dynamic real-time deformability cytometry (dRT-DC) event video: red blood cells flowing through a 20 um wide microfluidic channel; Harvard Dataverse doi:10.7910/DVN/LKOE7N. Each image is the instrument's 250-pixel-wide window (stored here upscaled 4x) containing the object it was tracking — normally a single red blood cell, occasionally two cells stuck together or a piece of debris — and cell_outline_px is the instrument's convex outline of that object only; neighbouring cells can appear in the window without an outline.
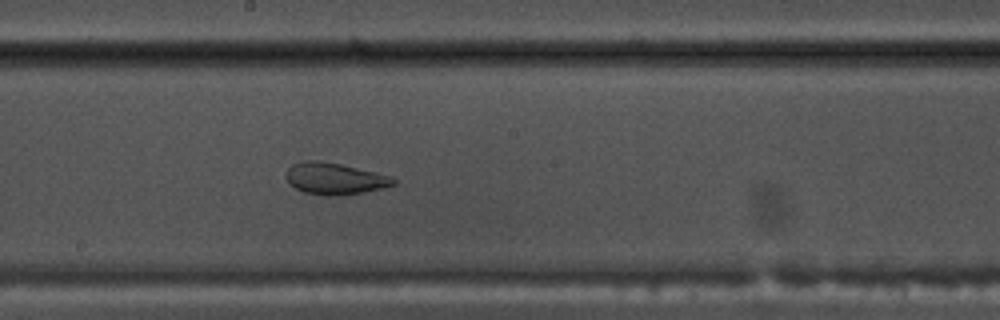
{"species": "common noctule bat (a hibernating species)", "species_latin": "Nyctalus noctula", "temperature_condition": "warm", "stored_images_in_passage": 47, "camera_frame_rate_fps": 3000, "um_per_image_px": 0.085, "animal": {"sex": "male", "body_mass_g": 17.5, "forearm_length_mm": 52.3}, "frame": {"image": 1, "passage_image": 22, "time_ms": 7.0, "image_size_px": [1000, 320], "cell_outline_px": [[396, 184], [364, 192], [336, 196], [328, 196], [304, 192], [288, 184], [284, 176], [288, 168], [292, 164], [308, 160], [320, 160], [340, 164], [388, 176], [396, 180]], "centroid_in_image_um": [28.37, 15.18], "position_along_channel_um": 219.8, "area_um2": 19.59}}
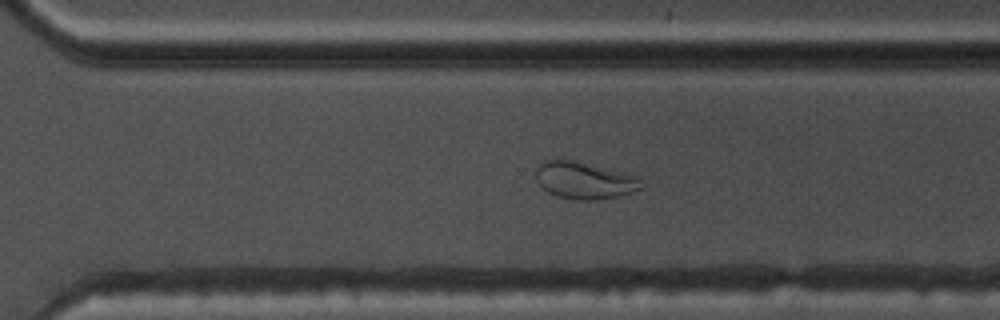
{"frame": {"image": 2, "passage_image": 30, "time_ms": 9.667, "image_size_px": [1000, 320], "cell_outline_px": [[640, 188], [616, 196], [596, 200], [580, 200], [556, 196], [548, 192], [540, 184], [536, 176], [536, 168], [544, 160], [552, 156], [576, 160], [640, 176]], "centroid_in_image_um": [49.61, 15.28], "position_along_channel_um": 321.0, "area_um2": 22.95}}
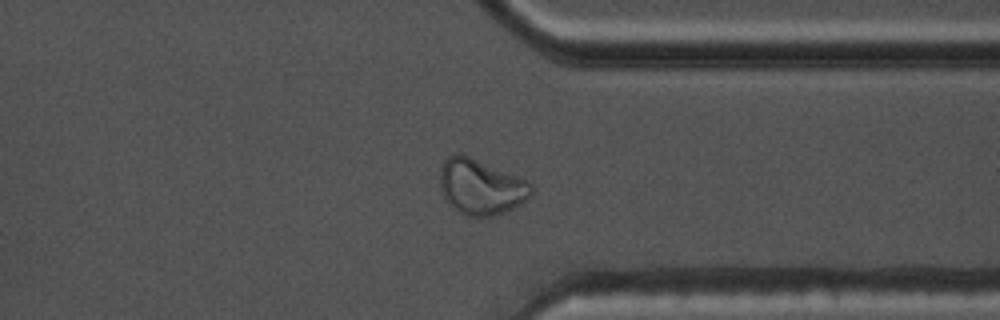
{"frame": {"image": 3, "passage_image": 34, "time_ms": 11.0, "image_size_px": [1000, 320], "cell_outline_px": [[532, 192], [520, 204], [504, 212], [492, 216], [464, 216], [448, 204], [440, 188], [440, 168], [444, 160], [452, 152], [460, 152], [528, 180], [532, 184]], "centroid_in_image_um": [40.83, 15.86], "position_along_channel_um": 370.6, "area_um2": 29.71}}